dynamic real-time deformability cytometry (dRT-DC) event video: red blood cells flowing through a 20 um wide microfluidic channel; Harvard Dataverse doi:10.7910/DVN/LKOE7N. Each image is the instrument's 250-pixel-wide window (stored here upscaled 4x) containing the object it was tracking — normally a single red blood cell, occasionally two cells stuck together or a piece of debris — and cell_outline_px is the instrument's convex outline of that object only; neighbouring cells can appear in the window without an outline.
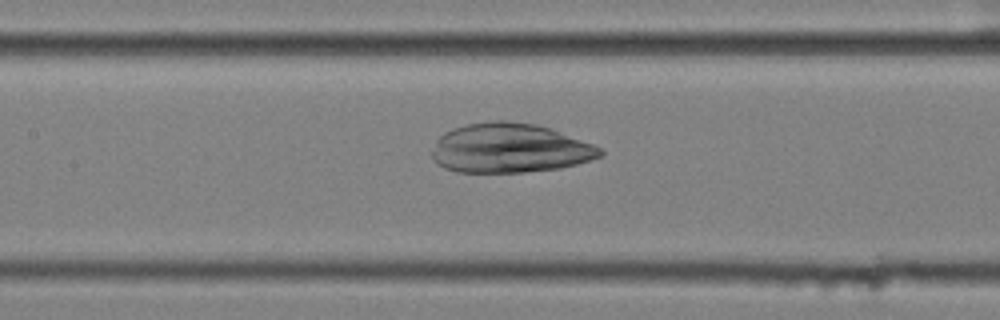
{"species": "common noctule bat (a hibernating species)", "species_latin": "Nyctalus noctula", "temperature_condition": "cold", "stored_images_in_passage": 57, "camera_frame_rate_fps": 3000, "um_per_image_px": 0.085, "animal": {"sex": "female", "body_mass_g": 25.1}, "frame": {"image": 1, "passage_image": 27, "time_ms": 8.667, "image_size_px": [1000, 320], "cell_outline_px": [[604, 152], [600, 156], [576, 164], [560, 168], [524, 172], [456, 172], [444, 168], [436, 164], [432, 160], [432, 152], [436, 140], [444, 132], [452, 128], [464, 124], [496, 120], [508, 120], [536, 124], [548, 128], [592, 144], [600, 148]], "centroid_in_image_um": [43.25, 12.59], "position_along_channel_um": 164.1, "area_um2": 48.38}}
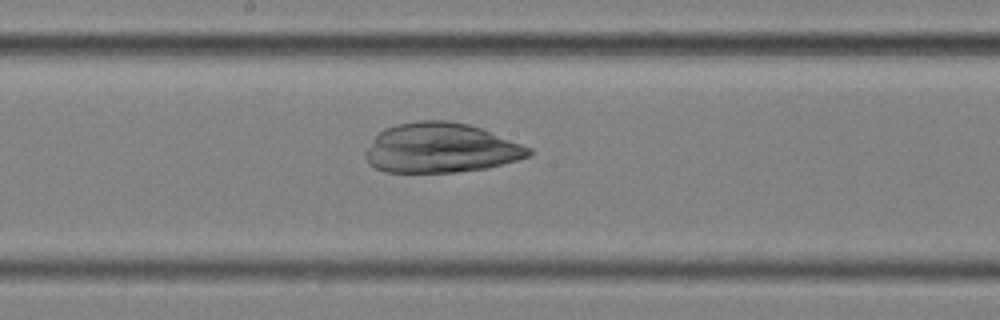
{"frame": {"image": 2, "passage_image": 31, "time_ms": 10.0, "image_size_px": [1000, 320], "cell_outline_px": [[532, 156], [488, 168], [456, 172], [384, 172], [368, 164], [364, 156], [364, 152], [372, 140], [384, 128], [396, 124], [420, 120], [448, 120], [468, 124], [480, 128], [532, 148]], "centroid_in_image_um": [37.45, 12.58], "position_along_channel_um": 210.7, "area_um2": 47.51}}